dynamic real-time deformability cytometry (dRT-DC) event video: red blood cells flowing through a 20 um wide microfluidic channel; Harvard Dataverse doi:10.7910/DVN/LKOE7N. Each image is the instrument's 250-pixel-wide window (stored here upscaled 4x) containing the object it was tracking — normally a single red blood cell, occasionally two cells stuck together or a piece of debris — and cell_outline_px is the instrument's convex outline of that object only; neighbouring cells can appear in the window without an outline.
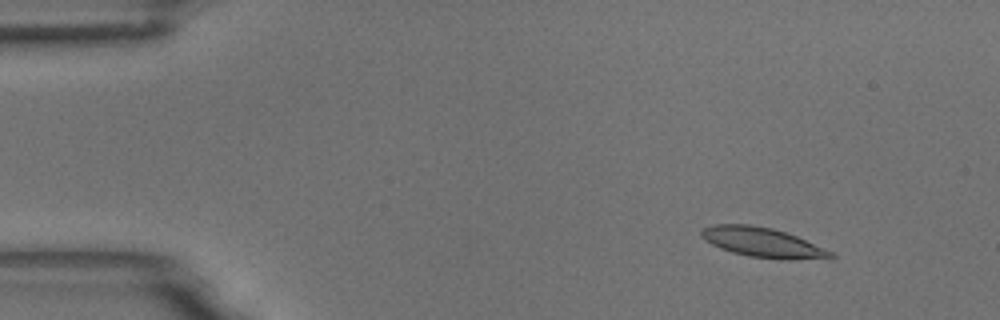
{"species": "common noctule bat (a hibernating species)", "species_latin": "Nyctalus noctula", "temperature_condition": "room temperature", "stored_images_in_passage": 5, "camera_frame_rate_fps": 3000, "um_per_image_px": 0.085, "animal": {"sex": "male", "body_mass_g": 18.8}, "frame": {"image": 1, "passage_image": 2, "time_ms": 0.333, "image_size_px": [1000, 320], "cell_outline_px": [[836, 256], [832, 260], [788, 260], [748, 256], [732, 252], [720, 248], [704, 240], [700, 236], [700, 232], [704, 228], [716, 224], [752, 224], [772, 228], [796, 236], [832, 252]], "centroid_in_image_um": [64.87, 20.63], "position_along_channel_um": 20.1, "area_um2": 22.6}}
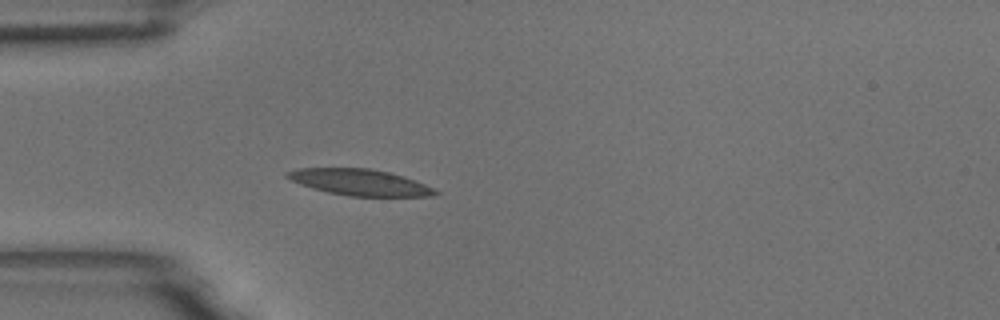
{"frame": {"image": 2, "passage_image": 5, "time_ms": 1.333, "image_size_px": [1000, 320], "cell_outline_px": [[440, 192], [432, 196], [348, 196], [328, 192], [312, 188], [300, 184], [284, 176], [284, 172], [296, 168], [368, 168], [388, 172], [404, 176], [424, 184]], "centroid_in_image_um": [30.53, 15.49], "position_along_channel_um": 54.5, "area_um2": 22.54}}